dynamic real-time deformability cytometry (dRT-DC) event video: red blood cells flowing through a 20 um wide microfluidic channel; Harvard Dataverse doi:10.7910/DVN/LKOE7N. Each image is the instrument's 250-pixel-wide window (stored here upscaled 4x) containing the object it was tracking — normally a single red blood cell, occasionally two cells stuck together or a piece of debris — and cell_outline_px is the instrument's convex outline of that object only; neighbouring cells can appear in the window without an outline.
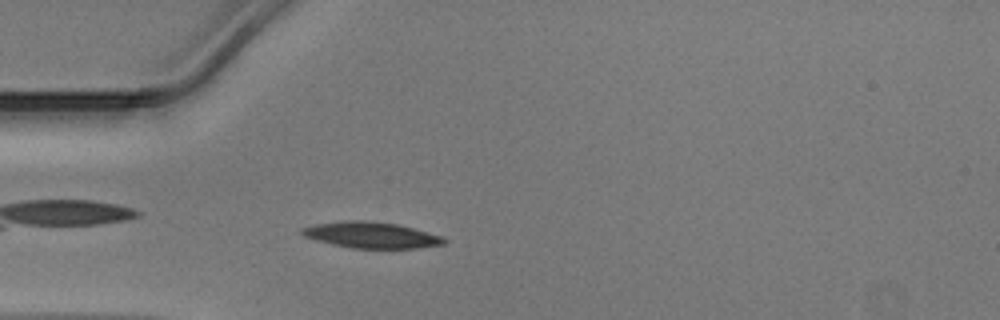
{"species": "Egyptian fruit bat (a non-hibernating species)", "species_latin": "Rousettus aegyptiacus", "temperature_condition": "warm", "stored_images_in_passage": 40, "camera_frame_rate_fps": 3000, "um_per_image_px": 0.085, "animal": {"sex": "male"}, "frame": {"image": 1, "passage_image": 5, "time_ms": 1.333, "image_size_px": [1000, 320], "cell_outline_px": [[448, 240], [444, 244], [416, 248], [352, 248], [332, 244], [316, 240], [304, 236], [300, 232], [300, 228], [316, 224], [344, 220], [368, 220], [396, 224], [412, 228], [440, 236]], "centroid_in_image_um": [31.51, 19.97], "position_along_channel_um": 53.5, "area_um2": 21.44}}
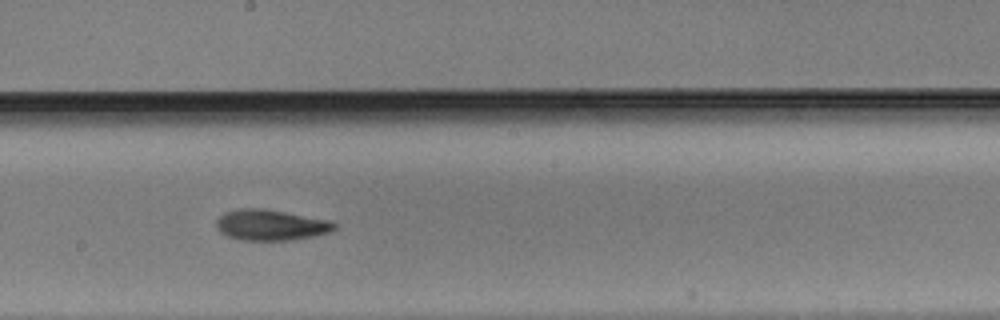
{"frame": {"image": 2, "passage_image": 18, "time_ms": 5.667, "image_size_px": [1000, 320], "cell_outline_px": [[336, 228], [328, 232], [312, 236], [288, 240], [240, 240], [228, 236], [220, 232], [216, 228], [216, 220], [224, 212], [236, 208], [264, 208], [328, 220], [336, 224]], "centroid_in_image_um": [22.95, 19.11], "position_along_channel_um": 225.3, "area_um2": 21.1}}
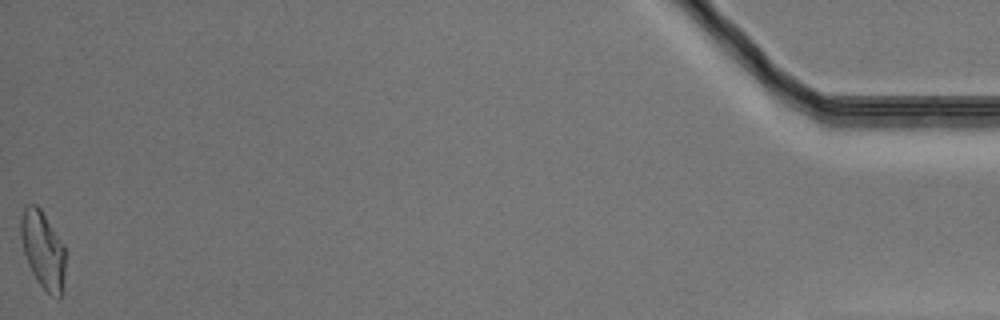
{"frame": {"image": 3, "passage_image": 40, "time_ms": 13.0, "image_size_px": [1000, 320], "cell_outline_px": [[64, 276], [60, 300], [56, 300], [36, 280], [24, 256], [20, 236], [20, 220], [24, 208], [28, 204], [36, 204], [40, 208], [64, 244]], "centroid_in_image_um": [3.63, 21.24], "position_along_channel_um": 431.6, "area_um2": 20.17}}